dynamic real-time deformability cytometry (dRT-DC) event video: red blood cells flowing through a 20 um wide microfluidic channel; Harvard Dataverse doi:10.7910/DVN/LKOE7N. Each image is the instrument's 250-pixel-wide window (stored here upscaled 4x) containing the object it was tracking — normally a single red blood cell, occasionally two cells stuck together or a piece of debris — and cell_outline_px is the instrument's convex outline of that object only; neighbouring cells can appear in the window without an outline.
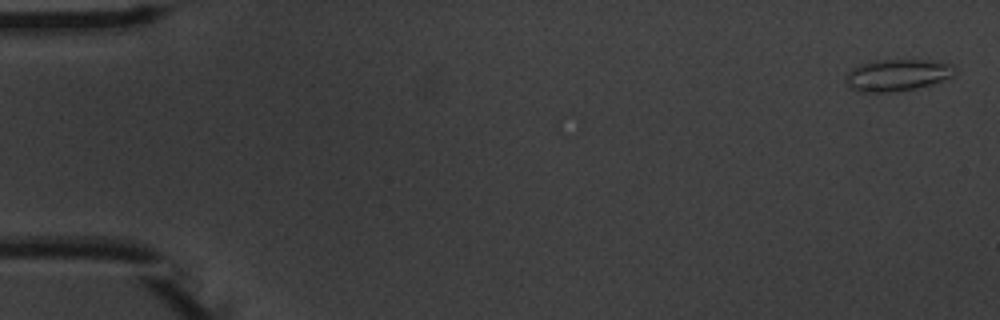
{"species": "common noctule bat (a hibernating species)", "species_latin": "Nyctalus noctula", "temperature_condition": "warm", "stored_images_in_passage": 5, "camera_frame_rate_fps": 3000, "um_per_image_px": 0.085, "animal": {"sex": "male", "body_mass_g": 20.1, "forearm_length_mm": 53.5}, "frame": {"image": 1, "passage_image": 1, "time_ms": 0.0, "image_size_px": [1000, 320], "cell_outline_px": [[956, 72], [952, 76], [944, 80], [932, 84], [916, 88], [892, 92], [864, 92], [852, 88], [844, 80], [848, 72], [852, 68], [860, 64], [876, 60], [932, 60], [948, 64]], "centroid_in_image_um": [76.25, 6.38], "position_along_channel_um": 8.8, "area_um2": 20.0}}
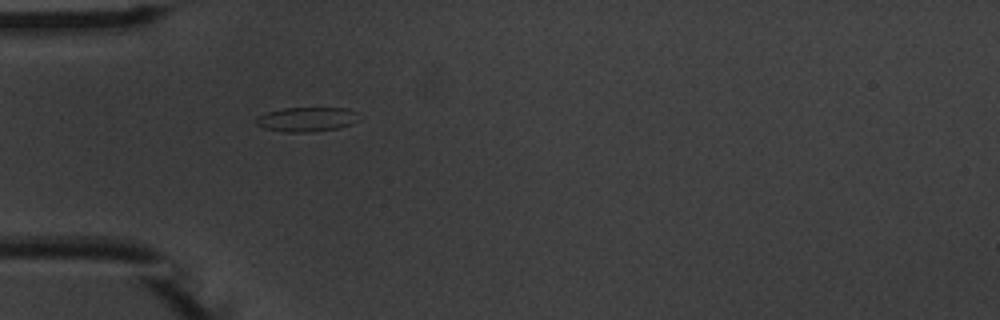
{"frame": {"image": 2, "passage_image": 5, "time_ms": 5.0, "image_size_px": [1000, 320], "cell_outline_px": [[356, 120], [352, 124], [340, 128], [312, 132], [284, 132], [264, 128], [256, 124], [256, 120], [260, 116], [268, 112], [284, 108], [348, 108], [356, 112]], "centroid_in_image_um": [26.08, 10.15], "position_along_channel_um": 58.9, "area_um2": 14.51}}